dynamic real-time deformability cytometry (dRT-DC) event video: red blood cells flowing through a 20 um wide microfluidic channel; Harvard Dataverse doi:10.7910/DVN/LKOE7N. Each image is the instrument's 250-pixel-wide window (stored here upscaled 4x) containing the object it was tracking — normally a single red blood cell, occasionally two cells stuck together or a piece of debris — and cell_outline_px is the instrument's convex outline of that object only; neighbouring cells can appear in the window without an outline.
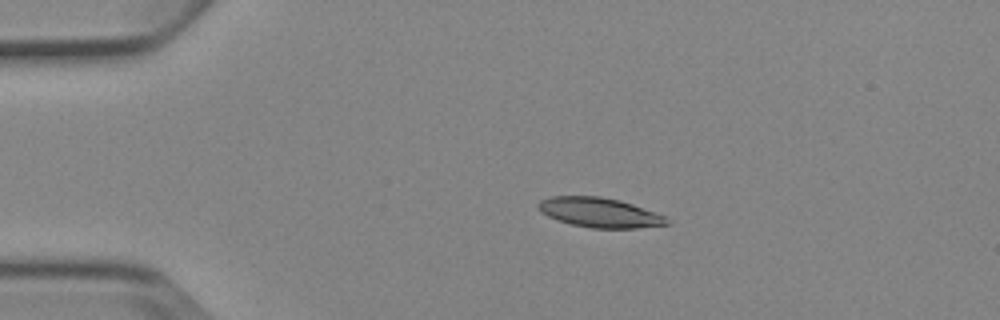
{"species": "Egyptian fruit bat (a non-hibernating species)", "species_latin": "Rousettus aegyptiacus", "temperature_condition": "cold", "stored_images_in_passage": 5, "camera_frame_rate_fps": 3000, "um_per_image_px": 0.085, "animal": {"sex": "female"}, "frame": {"image": 1, "passage_image": 3, "time_ms": 2.333, "image_size_px": [1000, 320], "cell_outline_px": [[672, 224], [636, 228], [592, 228], [572, 224], [556, 220], [540, 212], [536, 204], [540, 200], [552, 196], [600, 196], [620, 200], [668, 216]], "centroid_in_image_um": [50.99, 18.06], "position_along_channel_um": 34.0, "area_um2": 22.48}}
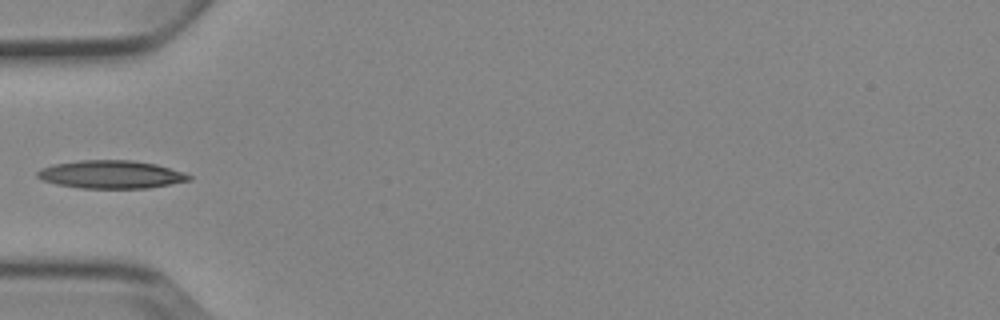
{"frame": {"image": 2, "passage_image": 5, "time_ms": 4.667, "image_size_px": [1000, 320], "cell_outline_px": [[192, 180], [148, 188], [80, 188], [56, 184], [44, 180], [36, 176], [36, 172], [40, 168], [52, 164], [80, 160], [132, 160], [156, 164], [184, 172], [192, 176]], "centroid_in_image_um": [9.44, 14.82], "position_along_channel_um": 75.6, "area_um2": 24.85}}